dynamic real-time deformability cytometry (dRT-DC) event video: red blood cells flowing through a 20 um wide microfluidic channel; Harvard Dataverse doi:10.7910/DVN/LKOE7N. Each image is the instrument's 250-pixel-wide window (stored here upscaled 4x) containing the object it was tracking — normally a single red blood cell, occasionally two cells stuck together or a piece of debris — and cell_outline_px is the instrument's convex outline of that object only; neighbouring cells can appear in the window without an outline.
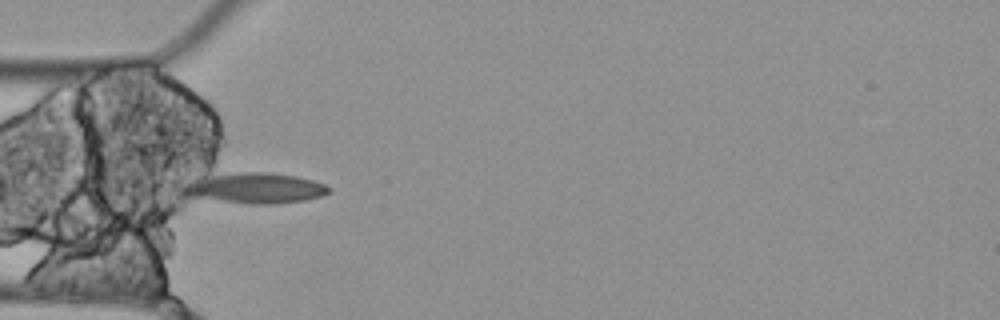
{"species": "Egyptian fruit bat (a non-hibernating species)", "species_latin": "Rousettus aegyptiacus", "temperature_condition": "cold", "stored_images_in_passage": 4, "camera_frame_rate_fps": 3000, "um_per_image_px": 0.085, "animal": {"sex": "female"}, "frame": {"image": 1, "passage_image": 2, "time_ms": 0.333, "image_size_px": [1000, 320], "cell_outline_px": [[332, 188], [328, 192], [320, 196], [304, 200], [276, 204], [248, 204], [192, 196], [184, 184], [188, 180], [240, 172], [264, 172], [296, 176], [312, 180], [324, 184]], "centroid_in_image_um": [21.79, 15.99], "position_along_channel_um": 63.2, "area_um2": 25.09}}
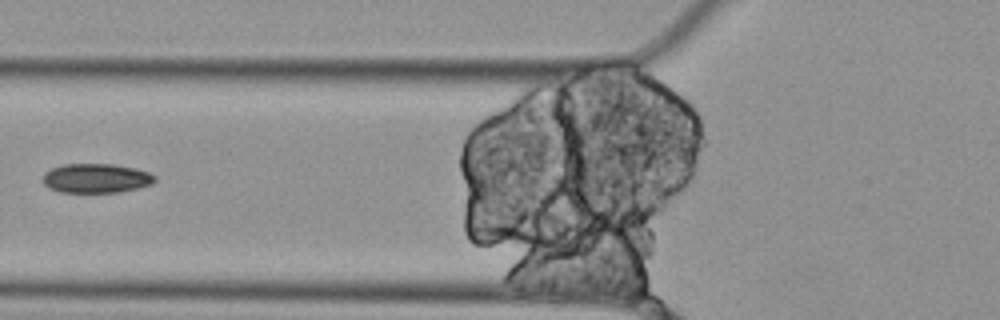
{"frame": {"image": 2, "passage_image": 3, "time_ms": 0.667, "image_size_px": [1000, 320], "cell_outline_px": [[156, 180], [152, 184], [120, 192], [60, 192], [48, 188], [40, 180], [44, 172], [52, 168], [64, 164], [112, 164], [136, 168], [148, 172], [156, 176]], "centroid_in_image_um": [8.14, 15.15], "position_along_channel_um": 117.7, "area_um2": 19.31}}
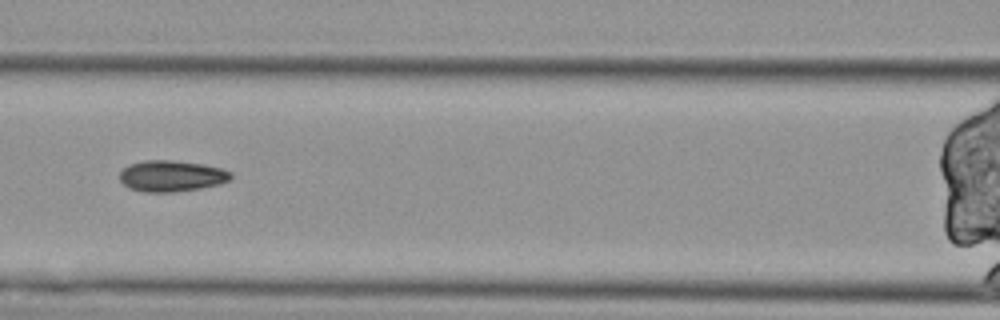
{"frame": {"image": 3, "passage_image": 4, "time_ms": 1.0, "image_size_px": [1000, 320], "cell_outline_px": [[232, 176], [228, 180], [220, 184], [200, 188], [172, 192], [144, 192], [128, 188], [120, 180], [120, 172], [128, 164], [144, 160], [172, 160], [204, 164], [220, 168], [232, 172]], "centroid_in_image_um": [14.56, 14.95], "position_along_channel_um": 152.0, "area_um2": 20.23}}